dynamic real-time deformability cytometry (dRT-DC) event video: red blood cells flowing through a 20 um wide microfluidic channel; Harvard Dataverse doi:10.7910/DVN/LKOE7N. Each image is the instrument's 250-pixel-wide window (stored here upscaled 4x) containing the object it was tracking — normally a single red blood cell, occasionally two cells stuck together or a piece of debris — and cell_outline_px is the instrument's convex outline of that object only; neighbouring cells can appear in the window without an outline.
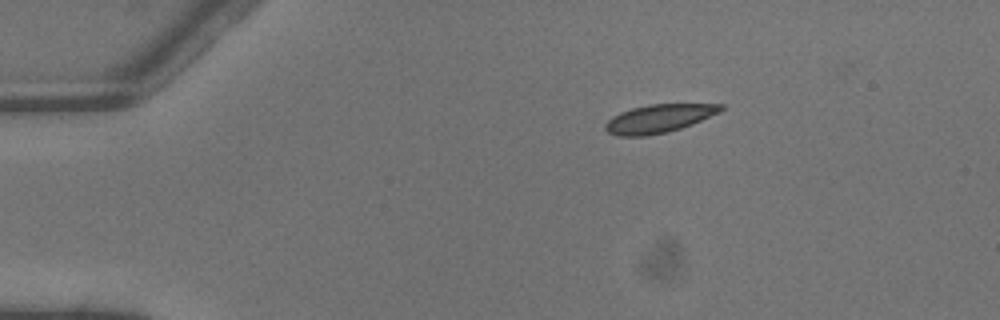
{"species": "common noctule bat (a hibernating species)", "species_latin": "Nyctalus noctula", "temperature_condition": "warm", "stored_images_in_passage": 5, "camera_frame_rate_fps": 3000, "um_per_image_px": 0.085, "animal": {"sex": "male", "body_mass_g": 13.3}, "frame": {"image": 1, "passage_image": 5, "time_ms": 1.333, "image_size_px": [1000, 320], "cell_outline_px": [[724, 108], [720, 112], [692, 124], [668, 132], [644, 136], [616, 136], [608, 132], [604, 128], [604, 124], [612, 116], [620, 112], [632, 108], [648, 104], [724, 104]], "centroid_in_image_um": [55.98, 10.07], "position_along_channel_um": 29.0, "area_um2": 19.07}}